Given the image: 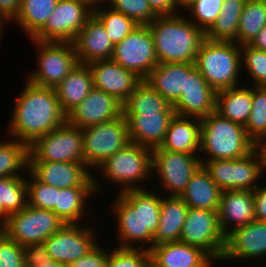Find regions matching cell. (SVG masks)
<instances>
[{
  "label": "cell",
  "instance_id": "1",
  "mask_svg": "<svg viewBox=\"0 0 266 267\" xmlns=\"http://www.w3.org/2000/svg\"><path fill=\"white\" fill-rule=\"evenodd\" d=\"M13 105L8 135L28 146L66 123V114L55 88L36 86L26 81Z\"/></svg>",
  "mask_w": 266,
  "mask_h": 267
},
{
  "label": "cell",
  "instance_id": "2",
  "mask_svg": "<svg viewBox=\"0 0 266 267\" xmlns=\"http://www.w3.org/2000/svg\"><path fill=\"white\" fill-rule=\"evenodd\" d=\"M161 200L162 196H159L156 190L147 188L117 193L116 200L110 205L118 224L116 235L121 244L117 247L149 250L153 246V235L159 224Z\"/></svg>",
  "mask_w": 266,
  "mask_h": 267
},
{
  "label": "cell",
  "instance_id": "3",
  "mask_svg": "<svg viewBox=\"0 0 266 267\" xmlns=\"http://www.w3.org/2000/svg\"><path fill=\"white\" fill-rule=\"evenodd\" d=\"M183 14L158 16L148 25L158 63H195L206 35Z\"/></svg>",
  "mask_w": 266,
  "mask_h": 267
},
{
  "label": "cell",
  "instance_id": "4",
  "mask_svg": "<svg viewBox=\"0 0 266 267\" xmlns=\"http://www.w3.org/2000/svg\"><path fill=\"white\" fill-rule=\"evenodd\" d=\"M200 121V153L207 155L206 158L199 156L202 164L208 160L239 159L257 147L247 136L244 126L222 117L216 111Z\"/></svg>",
  "mask_w": 266,
  "mask_h": 267
},
{
  "label": "cell",
  "instance_id": "5",
  "mask_svg": "<svg viewBox=\"0 0 266 267\" xmlns=\"http://www.w3.org/2000/svg\"><path fill=\"white\" fill-rule=\"evenodd\" d=\"M195 67L216 92L240 86L239 75L243 74L240 45L205 39L197 53Z\"/></svg>",
  "mask_w": 266,
  "mask_h": 267
},
{
  "label": "cell",
  "instance_id": "6",
  "mask_svg": "<svg viewBox=\"0 0 266 267\" xmlns=\"http://www.w3.org/2000/svg\"><path fill=\"white\" fill-rule=\"evenodd\" d=\"M95 170L109 183L119 185L118 194L132 189H143L152 175V149L129 143L125 148L108 157Z\"/></svg>",
  "mask_w": 266,
  "mask_h": 267
},
{
  "label": "cell",
  "instance_id": "7",
  "mask_svg": "<svg viewBox=\"0 0 266 267\" xmlns=\"http://www.w3.org/2000/svg\"><path fill=\"white\" fill-rule=\"evenodd\" d=\"M202 165L222 191H254L259 187V178L266 172L265 157L260 146L239 159L208 160Z\"/></svg>",
  "mask_w": 266,
  "mask_h": 267
},
{
  "label": "cell",
  "instance_id": "8",
  "mask_svg": "<svg viewBox=\"0 0 266 267\" xmlns=\"http://www.w3.org/2000/svg\"><path fill=\"white\" fill-rule=\"evenodd\" d=\"M30 40L38 55L27 81L36 86L55 88L79 63L71 42Z\"/></svg>",
  "mask_w": 266,
  "mask_h": 267
},
{
  "label": "cell",
  "instance_id": "9",
  "mask_svg": "<svg viewBox=\"0 0 266 267\" xmlns=\"http://www.w3.org/2000/svg\"><path fill=\"white\" fill-rule=\"evenodd\" d=\"M84 162L92 171L129 143L127 121L120 117L81 129Z\"/></svg>",
  "mask_w": 266,
  "mask_h": 267
},
{
  "label": "cell",
  "instance_id": "10",
  "mask_svg": "<svg viewBox=\"0 0 266 267\" xmlns=\"http://www.w3.org/2000/svg\"><path fill=\"white\" fill-rule=\"evenodd\" d=\"M65 223L51 210L27 205L12 213L3 223V232L22 247L43 243L58 232Z\"/></svg>",
  "mask_w": 266,
  "mask_h": 267
},
{
  "label": "cell",
  "instance_id": "11",
  "mask_svg": "<svg viewBox=\"0 0 266 267\" xmlns=\"http://www.w3.org/2000/svg\"><path fill=\"white\" fill-rule=\"evenodd\" d=\"M83 163V136L81 129L67 122L36 139L29 146V162Z\"/></svg>",
  "mask_w": 266,
  "mask_h": 267
},
{
  "label": "cell",
  "instance_id": "12",
  "mask_svg": "<svg viewBox=\"0 0 266 267\" xmlns=\"http://www.w3.org/2000/svg\"><path fill=\"white\" fill-rule=\"evenodd\" d=\"M200 154L170 152L160 146L152 149V174L156 173L167 196H181L191 176L202 165ZM167 189V190H166Z\"/></svg>",
  "mask_w": 266,
  "mask_h": 267
},
{
  "label": "cell",
  "instance_id": "13",
  "mask_svg": "<svg viewBox=\"0 0 266 267\" xmlns=\"http://www.w3.org/2000/svg\"><path fill=\"white\" fill-rule=\"evenodd\" d=\"M179 241L202 248L215 262L220 261L226 236L220 228L218 211L188 208Z\"/></svg>",
  "mask_w": 266,
  "mask_h": 267
},
{
  "label": "cell",
  "instance_id": "14",
  "mask_svg": "<svg viewBox=\"0 0 266 267\" xmlns=\"http://www.w3.org/2000/svg\"><path fill=\"white\" fill-rule=\"evenodd\" d=\"M111 60L135 72L143 80L158 64L153 36L148 25H138L115 44Z\"/></svg>",
  "mask_w": 266,
  "mask_h": 267
},
{
  "label": "cell",
  "instance_id": "15",
  "mask_svg": "<svg viewBox=\"0 0 266 267\" xmlns=\"http://www.w3.org/2000/svg\"><path fill=\"white\" fill-rule=\"evenodd\" d=\"M92 15L93 9L83 2L58 0L45 26L32 40L72 43Z\"/></svg>",
  "mask_w": 266,
  "mask_h": 267
},
{
  "label": "cell",
  "instance_id": "16",
  "mask_svg": "<svg viewBox=\"0 0 266 267\" xmlns=\"http://www.w3.org/2000/svg\"><path fill=\"white\" fill-rule=\"evenodd\" d=\"M95 233L96 231L88 225L65 224L43 244L54 261L68 265L87 254L98 244Z\"/></svg>",
  "mask_w": 266,
  "mask_h": 267
},
{
  "label": "cell",
  "instance_id": "17",
  "mask_svg": "<svg viewBox=\"0 0 266 267\" xmlns=\"http://www.w3.org/2000/svg\"><path fill=\"white\" fill-rule=\"evenodd\" d=\"M28 170L41 182L59 189L95 187L96 195L101 184L86 164L74 162H29ZM100 184V185H99Z\"/></svg>",
  "mask_w": 266,
  "mask_h": 267
},
{
  "label": "cell",
  "instance_id": "18",
  "mask_svg": "<svg viewBox=\"0 0 266 267\" xmlns=\"http://www.w3.org/2000/svg\"><path fill=\"white\" fill-rule=\"evenodd\" d=\"M123 114L122 103L114 96L93 87L88 96L66 115L71 126L84 129L108 122Z\"/></svg>",
  "mask_w": 266,
  "mask_h": 267
},
{
  "label": "cell",
  "instance_id": "19",
  "mask_svg": "<svg viewBox=\"0 0 266 267\" xmlns=\"http://www.w3.org/2000/svg\"><path fill=\"white\" fill-rule=\"evenodd\" d=\"M266 257V221L254 220L235 228L226 235L225 248L220 261L257 259Z\"/></svg>",
  "mask_w": 266,
  "mask_h": 267
},
{
  "label": "cell",
  "instance_id": "20",
  "mask_svg": "<svg viewBox=\"0 0 266 267\" xmlns=\"http://www.w3.org/2000/svg\"><path fill=\"white\" fill-rule=\"evenodd\" d=\"M88 66L93 76V87L114 96L122 104L143 81L135 72L111 59L94 61Z\"/></svg>",
  "mask_w": 266,
  "mask_h": 267
},
{
  "label": "cell",
  "instance_id": "21",
  "mask_svg": "<svg viewBox=\"0 0 266 267\" xmlns=\"http://www.w3.org/2000/svg\"><path fill=\"white\" fill-rule=\"evenodd\" d=\"M216 94L194 67L186 75L185 90L172 107L176 115L201 119L216 111Z\"/></svg>",
  "mask_w": 266,
  "mask_h": 267
},
{
  "label": "cell",
  "instance_id": "22",
  "mask_svg": "<svg viewBox=\"0 0 266 267\" xmlns=\"http://www.w3.org/2000/svg\"><path fill=\"white\" fill-rule=\"evenodd\" d=\"M151 267H214V259L202 248L175 241L149 249Z\"/></svg>",
  "mask_w": 266,
  "mask_h": 267
},
{
  "label": "cell",
  "instance_id": "23",
  "mask_svg": "<svg viewBox=\"0 0 266 267\" xmlns=\"http://www.w3.org/2000/svg\"><path fill=\"white\" fill-rule=\"evenodd\" d=\"M78 62L89 64L111 59L114 43L100 20L93 14L72 42Z\"/></svg>",
  "mask_w": 266,
  "mask_h": 267
},
{
  "label": "cell",
  "instance_id": "24",
  "mask_svg": "<svg viewBox=\"0 0 266 267\" xmlns=\"http://www.w3.org/2000/svg\"><path fill=\"white\" fill-rule=\"evenodd\" d=\"M218 219L225 236L235 228L245 226L256 220L253 191H222Z\"/></svg>",
  "mask_w": 266,
  "mask_h": 267
},
{
  "label": "cell",
  "instance_id": "25",
  "mask_svg": "<svg viewBox=\"0 0 266 267\" xmlns=\"http://www.w3.org/2000/svg\"><path fill=\"white\" fill-rule=\"evenodd\" d=\"M175 112L140 113L124 115L131 143L154 149L159 147Z\"/></svg>",
  "mask_w": 266,
  "mask_h": 267
},
{
  "label": "cell",
  "instance_id": "26",
  "mask_svg": "<svg viewBox=\"0 0 266 267\" xmlns=\"http://www.w3.org/2000/svg\"><path fill=\"white\" fill-rule=\"evenodd\" d=\"M195 63H158L144 79L170 105H174L185 90L186 75Z\"/></svg>",
  "mask_w": 266,
  "mask_h": 267
},
{
  "label": "cell",
  "instance_id": "27",
  "mask_svg": "<svg viewBox=\"0 0 266 267\" xmlns=\"http://www.w3.org/2000/svg\"><path fill=\"white\" fill-rule=\"evenodd\" d=\"M201 121L197 117L174 115L160 147L170 152L199 154Z\"/></svg>",
  "mask_w": 266,
  "mask_h": 267
},
{
  "label": "cell",
  "instance_id": "28",
  "mask_svg": "<svg viewBox=\"0 0 266 267\" xmlns=\"http://www.w3.org/2000/svg\"><path fill=\"white\" fill-rule=\"evenodd\" d=\"M188 208L180 196L162 197L159 224L153 235V246L180 240Z\"/></svg>",
  "mask_w": 266,
  "mask_h": 267
},
{
  "label": "cell",
  "instance_id": "29",
  "mask_svg": "<svg viewBox=\"0 0 266 267\" xmlns=\"http://www.w3.org/2000/svg\"><path fill=\"white\" fill-rule=\"evenodd\" d=\"M93 88V76L88 64L78 63L55 87L63 112L67 115L82 102Z\"/></svg>",
  "mask_w": 266,
  "mask_h": 267
},
{
  "label": "cell",
  "instance_id": "30",
  "mask_svg": "<svg viewBox=\"0 0 266 267\" xmlns=\"http://www.w3.org/2000/svg\"><path fill=\"white\" fill-rule=\"evenodd\" d=\"M222 190L201 165L191 176L186 190L180 196L189 208L218 211Z\"/></svg>",
  "mask_w": 266,
  "mask_h": 267
},
{
  "label": "cell",
  "instance_id": "31",
  "mask_svg": "<svg viewBox=\"0 0 266 267\" xmlns=\"http://www.w3.org/2000/svg\"><path fill=\"white\" fill-rule=\"evenodd\" d=\"M223 89L216 94V112L245 127L252 108V85Z\"/></svg>",
  "mask_w": 266,
  "mask_h": 267
},
{
  "label": "cell",
  "instance_id": "32",
  "mask_svg": "<svg viewBox=\"0 0 266 267\" xmlns=\"http://www.w3.org/2000/svg\"><path fill=\"white\" fill-rule=\"evenodd\" d=\"M95 187H70L57 192L54 213L65 224H80L87 213V199L95 194ZM87 205V206H86ZM81 220V221H80Z\"/></svg>",
  "mask_w": 266,
  "mask_h": 267
},
{
  "label": "cell",
  "instance_id": "33",
  "mask_svg": "<svg viewBox=\"0 0 266 267\" xmlns=\"http://www.w3.org/2000/svg\"><path fill=\"white\" fill-rule=\"evenodd\" d=\"M247 0H224L214 24L205 32L209 41L236 42L240 16Z\"/></svg>",
  "mask_w": 266,
  "mask_h": 267
},
{
  "label": "cell",
  "instance_id": "34",
  "mask_svg": "<svg viewBox=\"0 0 266 267\" xmlns=\"http://www.w3.org/2000/svg\"><path fill=\"white\" fill-rule=\"evenodd\" d=\"M123 115H139L140 113L175 112L158 92L145 80L129 95L122 104Z\"/></svg>",
  "mask_w": 266,
  "mask_h": 267
},
{
  "label": "cell",
  "instance_id": "35",
  "mask_svg": "<svg viewBox=\"0 0 266 267\" xmlns=\"http://www.w3.org/2000/svg\"><path fill=\"white\" fill-rule=\"evenodd\" d=\"M58 0H22L16 24L32 39L46 24Z\"/></svg>",
  "mask_w": 266,
  "mask_h": 267
},
{
  "label": "cell",
  "instance_id": "36",
  "mask_svg": "<svg viewBox=\"0 0 266 267\" xmlns=\"http://www.w3.org/2000/svg\"><path fill=\"white\" fill-rule=\"evenodd\" d=\"M10 138L0 141V178L21 177L22 170L25 174L29 168V146Z\"/></svg>",
  "mask_w": 266,
  "mask_h": 267
},
{
  "label": "cell",
  "instance_id": "37",
  "mask_svg": "<svg viewBox=\"0 0 266 267\" xmlns=\"http://www.w3.org/2000/svg\"><path fill=\"white\" fill-rule=\"evenodd\" d=\"M22 177L0 178V222L4 223L12 213L27 206L26 179Z\"/></svg>",
  "mask_w": 266,
  "mask_h": 267
},
{
  "label": "cell",
  "instance_id": "38",
  "mask_svg": "<svg viewBox=\"0 0 266 267\" xmlns=\"http://www.w3.org/2000/svg\"><path fill=\"white\" fill-rule=\"evenodd\" d=\"M264 26H266V0H247L240 16L236 43L249 44Z\"/></svg>",
  "mask_w": 266,
  "mask_h": 267
},
{
  "label": "cell",
  "instance_id": "39",
  "mask_svg": "<svg viewBox=\"0 0 266 267\" xmlns=\"http://www.w3.org/2000/svg\"><path fill=\"white\" fill-rule=\"evenodd\" d=\"M245 130L256 146L266 140V91L261 86H252V108Z\"/></svg>",
  "mask_w": 266,
  "mask_h": 267
},
{
  "label": "cell",
  "instance_id": "40",
  "mask_svg": "<svg viewBox=\"0 0 266 267\" xmlns=\"http://www.w3.org/2000/svg\"><path fill=\"white\" fill-rule=\"evenodd\" d=\"M105 7L103 8V4L100 5L93 10V14L103 24L110 40L115 45L132 32L138 24L123 13L111 9L108 5Z\"/></svg>",
  "mask_w": 266,
  "mask_h": 267
},
{
  "label": "cell",
  "instance_id": "41",
  "mask_svg": "<svg viewBox=\"0 0 266 267\" xmlns=\"http://www.w3.org/2000/svg\"><path fill=\"white\" fill-rule=\"evenodd\" d=\"M26 175L27 205L54 212L59 188L39 181L29 170Z\"/></svg>",
  "mask_w": 266,
  "mask_h": 267
},
{
  "label": "cell",
  "instance_id": "42",
  "mask_svg": "<svg viewBox=\"0 0 266 267\" xmlns=\"http://www.w3.org/2000/svg\"><path fill=\"white\" fill-rule=\"evenodd\" d=\"M105 3L111 9L134 20L138 25H149L158 17L148 0H105Z\"/></svg>",
  "mask_w": 266,
  "mask_h": 267
},
{
  "label": "cell",
  "instance_id": "43",
  "mask_svg": "<svg viewBox=\"0 0 266 267\" xmlns=\"http://www.w3.org/2000/svg\"><path fill=\"white\" fill-rule=\"evenodd\" d=\"M241 68L245 67L253 86L266 84V51L257 50L248 44L240 45Z\"/></svg>",
  "mask_w": 266,
  "mask_h": 267
},
{
  "label": "cell",
  "instance_id": "44",
  "mask_svg": "<svg viewBox=\"0 0 266 267\" xmlns=\"http://www.w3.org/2000/svg\"><path fill=\"white\" fill-rule=\"evenodd\" d=\"M224 0H194L187 8L191 13L189 20L206 32L219 16ZM190 11V12H189ZM194 19V20H192Z\"/></svg>",
  "mask_w": 266,
  "mask_h": 267
},
{
  "label": "cell",
  "instance_id": "45",
  "mask_svg": "<svg viewBox=\"0 0 266 267\" xmlns=\"http://www.w3.org/2000/svg\"><path fill=\"white\" fill-rule=\"evenodd\" d=\"M105 267H151L149 250L115 247L108 253Z\"/></svg>",
  "mask_w": 266,
  "mask_h": 267
},
{
  "label": "cell",
  "instance_id": "46",
  "mask_svg": "<svg viewBox=\"0 0 266 267\" xmlns=\"http://www.w3.org/2000/svg\"><path fill=\"white\" fill-rule=\"evenodd\" d=\"M0 267H26L23 247L4 232L0 236Z\"/></svg>",
  "mask_w": 266,
  "mask_h": 267
},
{
  "label": "cell",
  "instance_id": "47",
  "mask_svg": "<svg viewBox=\"0 0 266 267\" xmlns=\"http://www.w3.org/2000/svg\"><path fill=\"white\" fill-rule=\"evenodd\" d=\"M26 267H67L54 261L47 253L43 243L30 244L23 247Z\"/></svg>",
  "mask_w": 266,
  "mask_h": 267
},
{
  "label": "cell",
  "instance_id": "48",
  "mask_svg": "<svg viewBox=\"0 0 266 267\" xmlns=\"http://www.w3.org/2000/svg\"><path fill=\"white\" fill-rule=\"evenodd\" d=\"M99 243L87 254L70 263L67 267H105L108 253Z\"/></svg>",
  "mask_w": 266,
  "mask_h": 267
},
{
  "label": "cell",
  "instance_id": "49",
  "mask_svg": "<svg viewBox=\"0 0 266 267\" xmlns=\"http://www.w3.org/2000/svg\"><path fill=\"white\" fill-rule=\"evenodd\" d=\"M22 0H0V21L14 22L19 14Z\"/></svg>",
  "mask_w": 266,
  "mask_h": 267
},
{
  "label": "cell",
  "instance_id": "50",
  "mask_svg": "<svg viewBox=\"0 0 266 267\" xmlns=\"http://www.w3.org/2000/svg\"><path fill=\"white\" fill-rule=\"evenodd\" d=\"M261 185L253 191L255 218L259 221H266V186Z\"/></svg>",
  "mask_w": 266,
  "mask_h": 267
},
{
  "label": "cell",
  "instance_id": "51",
  "mask_svg": "<svg viewBox=\"0 0 266 267\" xmlns=\"http://www.w3.org/2000/svg\"><path fill=\"white\" fill-rule=\"evenodd\" d=\"M150 7L158 16L178 14L175 0H148Z\"/></svg>",
  "mask_w": 266,
  "mask_h": 267
},
{
  "label": "cell",
  "instance_id": "52",
  "mask_svg": "<svg viewBox=\"0 0 266 267\" xmlns=\"http://www.w3.org/2000/svg\"><path fill=\"white\" fill-rule=\"evenodd\" d=\"M251 47L266 51V26H264L258 34L253 38V40L248 44Z\"/></svg>",
  "mask_w": 266,
  "mask_h": 267
},
{
  "label": "cell",
  "instance_id": "53",
  "mask_svg": "<svg viewBox=\"0 0 266 267\" xmlns=\"http://www.w3.org/2000/svg\"><path fill=\"white\" fill-rule=\"evenodd\" d=\"M76 1H80V2L85 3L86 5H88L93 10L98 8L103 3L105 4V0H76Z\"/></svg>",
  "mask_w": 266,
  "mask_h": 267
},
{
  "label": "cell",
  "instance_id": "54",
  "mask_svg": "<svg viewBox=\"0 0 266 267\" xmlns=\"http://www.w3.org/2000/svg\"><path fill=\"white\" fill-rule=\"evenodd\" d=\"M177 4V8H182V11L185 10L194 0H175Z\"/></svg>",
  "mask_w": 266,
  "mask_h": 267
},
{
  "label": "cell",
  "instance_id": "55",
  "mask_svg": "<svg viewBox=\"0 0 266 267\" xmlns=\"http://www.w3.org/2000/svg\"><path fill=\"white\" fill-rule=\"evenodd\" d=\"M4 25H5L4 22L0 21V45H1V43H2V42H1V41H2L1 38L3 37L2 34H3V32H4V31H3V30H4V27H5ZM0 47H1V46H0Z\"/></svg>",
  "mask_w": 266,
  "mask_h": 267
},
{
  "label": "cell",
  "instance_id": "56",
  "mask_svg": "<svg viewBox=\"0 0 266 267\" xmlns=\"http://www.w3.org/2000/svg\"><path fill=\"white\" fill-rule=\"evenodd\" d=\"M260 147L263 150L264 157H265V165H266V140L260 145Z\"/></svg>",
  "mask_w": 266,
  "mask_h": 267
},
{
  "label": "cell",
  "instance_id": "57",
  "mask_svg": "<svg viewBox=\"0 0 266 267\" xmlns=\"http://www.w3.org/2000/svg\"><path fill=\"white\" fill-rule=\"evenodd\" d=\"M2 233H3V223L0 222V236H1Z\"/></svg>",
  "mask_w": 266,
  "mask_h": 267
},
{
  "label": "cell",
  "instance_id": "58",
  "mask_svg": "<svg viewBox=\"0 0 266 267\" xmlns=\"http://www.w3.org/2000/svg\"><path fill=\"white\" fill-rule=\"evenodd\" d=\"M266 91V84L261 86Z\"/></svg>",
  "mask_w": 266,
  "mask_h": 267
}]
</instances>
